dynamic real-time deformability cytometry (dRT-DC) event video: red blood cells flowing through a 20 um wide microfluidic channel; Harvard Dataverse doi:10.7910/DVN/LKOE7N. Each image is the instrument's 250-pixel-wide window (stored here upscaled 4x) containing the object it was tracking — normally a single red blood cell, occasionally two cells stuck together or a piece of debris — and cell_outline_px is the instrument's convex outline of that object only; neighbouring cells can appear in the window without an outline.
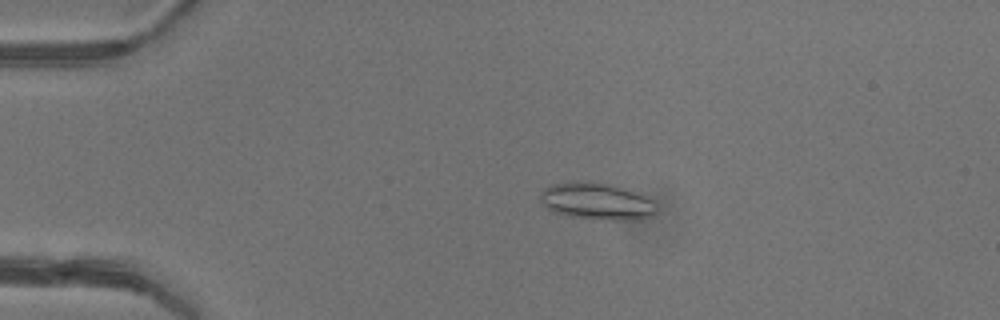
{"species": "common noctule bat (a hibernating species)", "species_latin": "Nyctalus noctula", "temperature_condition": "warm", "stored_images_in_passage": 49, "camera_frame_rate_fps": 3000, "um_per_image_px": 0.085, "animal": {"sex": "female"}, "frame": {"image": 1, "passage_image": 11, "time_ms": 3.333, "image_size_px": [1000, 320], "cell_outline_px": [[656, 212], [652, 216], [640, 220], [616, 220], [564, 216], [552, 212], [540, 200], [540, 192], [544, 188], [552, 184], [576, 180], [580, 180], [628, 188], [640, 192], [652, 200], [656, 204]], "centroid_in_image_um": [50.74, 17.11], "position_along_channel_um": 34.3, "area_um2": 25.43}}
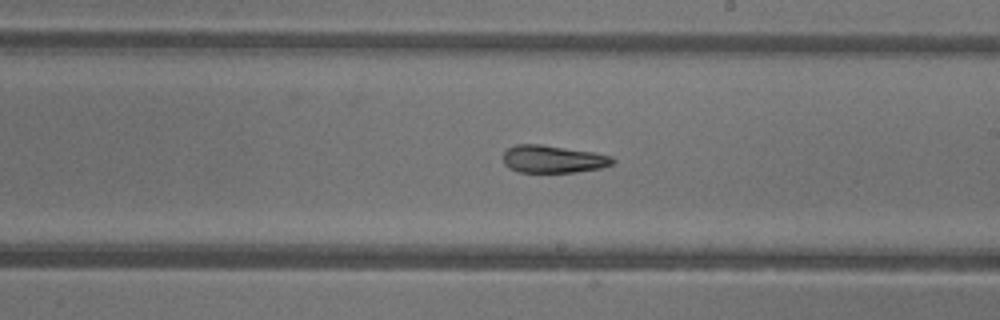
{"frame": {"image": 2, "passage_image": 29, "time_ms": 9.333, "image_size_px": [1000, 320], "cell_outline_px": [[616, 160], [612, 164], [600, 168], [576, 172], [516, 172], [508, 168], [504, 164], [504, 152], [508, 148], [516, 144], [540, 144], [592, 152], [612, 156]], "centroid_in_image_um": [46.99, 13.53], "position_along_channel_um": 242.0, "area_um2": 17.57}}
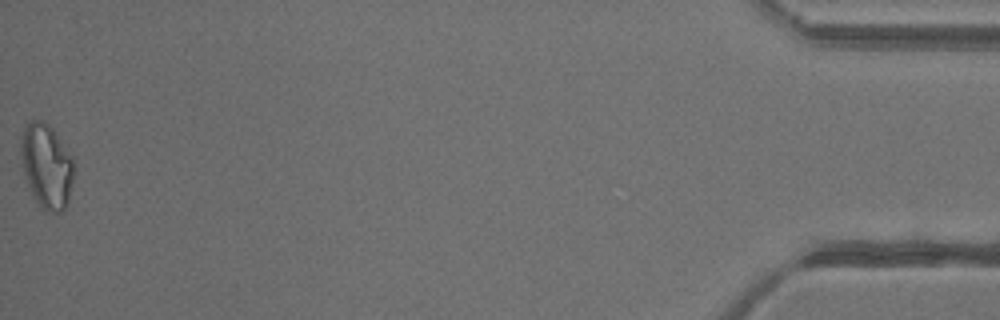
{"frame": {"image": 3, "passage_image": 49, "time_ms": 16.0, "image_size_px": [1000, 320], "cell_outline_px": [[72, 180], [68, 204], [60, 212], [44, 212], [40, 208], [32, 196], [24, 176], [20, 152], [20, 144], [24, 124], [32, 120], [44, 120], [52, 128], [72, 156]], "centroid_in_image_um": [3.92, 14.12], "position_along_channel_um": 431.3, "area_um2": 26.3}, "authors_computed_cell_mechanics": {"area_um2": 20.6346, "velocity_mm_per_s": 4.3193, "shape_relaxation_time_tau1_ms": 6.5522, "shape_relaxation_time_tau2_ms": 3.5572, "deformation_change_tau1": 0.1958, "deformation_change_tau2": 0.126}}